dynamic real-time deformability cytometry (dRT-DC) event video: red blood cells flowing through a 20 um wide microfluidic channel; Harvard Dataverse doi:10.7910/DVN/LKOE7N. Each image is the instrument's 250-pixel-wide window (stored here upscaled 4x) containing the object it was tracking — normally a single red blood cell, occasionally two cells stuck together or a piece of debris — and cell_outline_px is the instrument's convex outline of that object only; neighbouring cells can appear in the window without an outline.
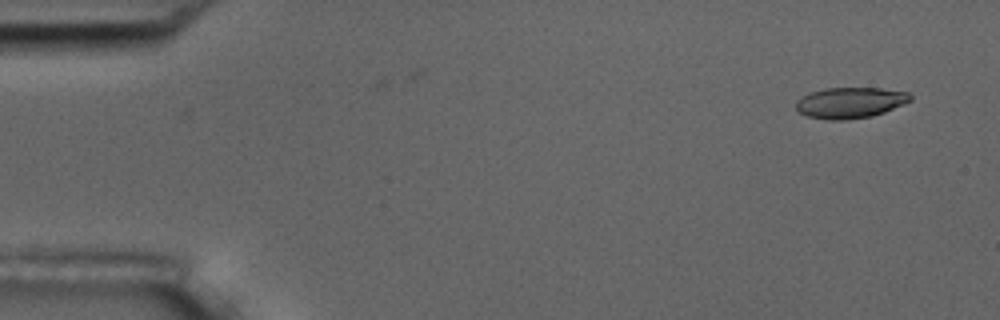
{"species": "common noctule bat (a hibernating species)", "species_latin": "Nyctalus noctula", "temperature_condition": "room temperature", "stored_images_in_passage": 2, "camera_frame_rate_fps": 3000, "um_per_image_px": 0.085, "animal": {"sex": "male", "body_mass_g": 17.5, "forearm_length_mm": 52.3}, "frame": {"image": 1, "passage_image": 2, "time_ms": 0.333, "image_size_px": [1000, 320], "cell_outline_px": [[912, 100], [904, 104], [884, 112], [872, 116], [844, 120], [828, 120], [808, 116], [800, 112], [796, 108], [796, 100], [812, 92], [828, 88], [880, 88], [908, 92], [912, 96]], "centroid_in_image_um": [72.3, 8.73], "position_along_channel_um": 12.7, "area_um2": 20.46}}